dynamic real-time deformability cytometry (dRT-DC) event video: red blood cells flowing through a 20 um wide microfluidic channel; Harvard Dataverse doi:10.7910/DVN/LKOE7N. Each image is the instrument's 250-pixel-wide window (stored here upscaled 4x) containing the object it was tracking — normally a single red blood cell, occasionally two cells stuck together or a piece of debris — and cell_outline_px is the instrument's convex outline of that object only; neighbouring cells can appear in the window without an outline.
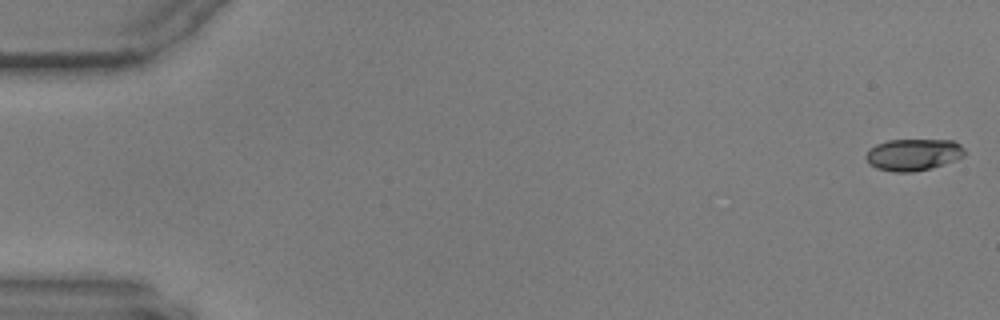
{"species": "common noctule bat (a hibernating species)", "species_latin": "Nyctalus noctula", "temperature_condition": "warm", "stored_images_in_passage": 58, "camera_frame_rate_fps": 3000, "um_per_image_px": 0.085, "animal": {"sex": "male", "body_mass_g": 17.9, "forearm_length_mm": 54.2}, "frame": {"image": 1, "passage_image": 1, "time_ms": 0.0, "image_size_px": [1000, 320], "cell_outline_px": [[964, 156], [956, 160], [932, 168], [912, 172], [892, 172], [876, 168], [868, 164], [864, 156], [868, 148], [876, 144], [888, 140], [952, 140], [960, 144], [964, 148]], "centroid_in_image_um": [77.59, 13.15], "position_along_channel_um": 7.4, "area_um2": 18.55}}
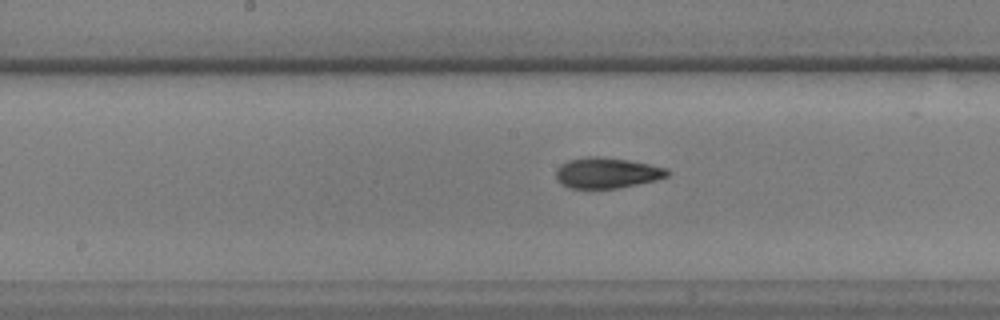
{"frame": {"image": 2, "passage_image": 30, "time_ms": 9.667, "image_size_px": [1000, 320], "cell_outline_px": [[668, 176], [656, 180], [616, 188], [568, 188], [560, 184], [556, 180], [556, 168], [560, 164], [568, 160], [588, 156], [604, 156], [628, 160], [668, 168]], "centroid_in_image_um": [51.53, 14.68], "position_along_channel_um": 196.7, "area_um2": 20.0}}
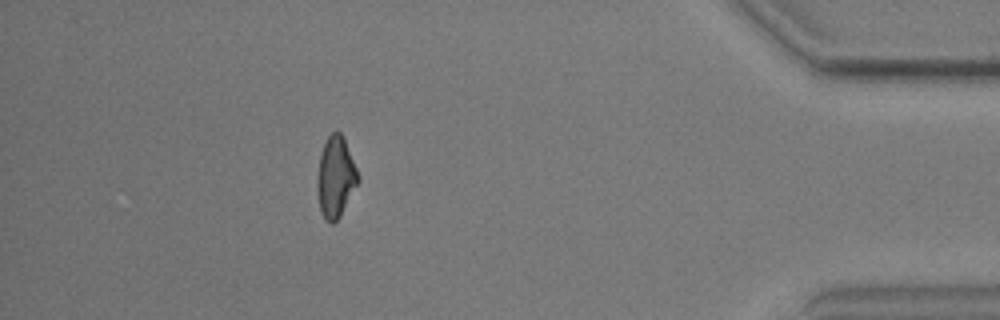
{"frame": {"image": 3, "passage_image": 52, "time_ms": 17.0, "image_size_px": [1000, 320], "cell_outline_px": [[360, 180], [340, 216], [332, 224], [324, 220], [320, 212], [316, 192], [316, 176], [320, 152], [328, 136], [336, 128], [344, 136], [360, 176]], "centroid_in_image_um": [28.51, 15.03], "position_along_channel_um": 406.7, "area_um2": 19.88}}